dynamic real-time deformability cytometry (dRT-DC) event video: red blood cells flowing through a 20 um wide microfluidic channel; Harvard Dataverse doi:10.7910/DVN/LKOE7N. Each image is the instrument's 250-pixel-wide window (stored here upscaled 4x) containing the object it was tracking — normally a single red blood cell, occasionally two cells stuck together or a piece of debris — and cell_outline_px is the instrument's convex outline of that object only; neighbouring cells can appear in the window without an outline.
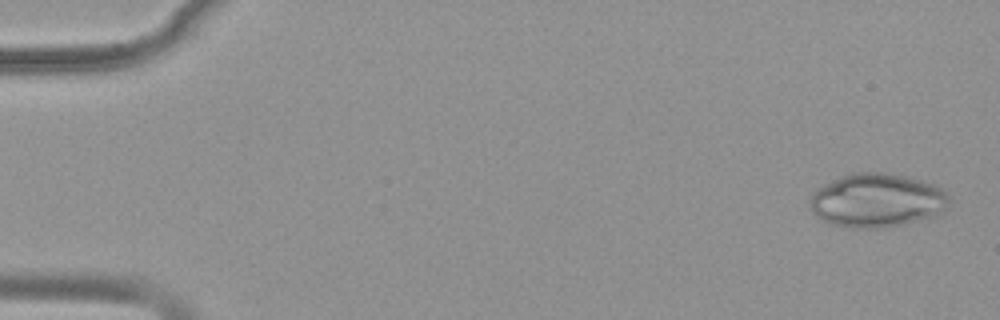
{"species": "common noctule bat (a hibernating species)", "species_latin": "Nyctalus noctula", "temperature_condition": "warm", "stored_images_in_passage": 52, "camera_frame_rate_fps": 3000, "um_per_image_px": 0.085, "animal": {"sex": "female", "body_mass_g": 19.9}, "frame": {"image": 1, "passage_image": 2, "time_ms": 0.333, "image_size_px": [1000, 320], "cell_outline_px": [[952, 200], [948, 208], [940, 216], [904, 224], [884, 228], [852, 228], [828, 224], [816, 216], [808, 208], [808, 204], [812, 192], [816, 188], [824, 184], [852, 172], [884, 172], [904, 176], [936, 184]], "centroid_in_image_um": [74.55, 17.05], "position_along_channel_um": 10.4, "area_um2": 44.56}}
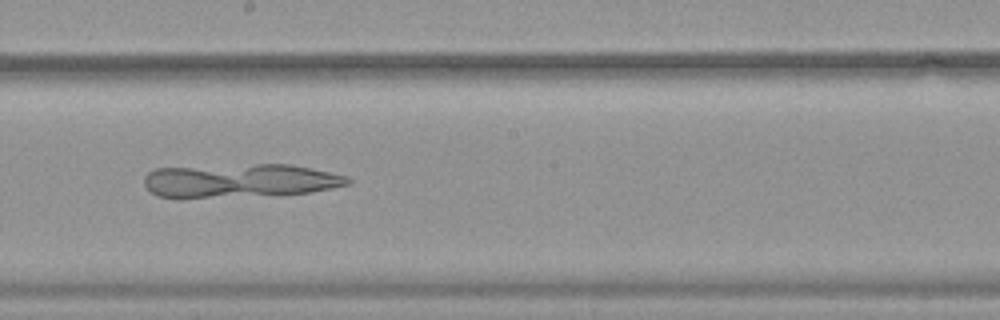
{"frame": {"image": 2, "passage_image": 30, "time_ms": 9.667, "image_size_px": [1000, 320], "cell_outline_px": [[352, 184], [312, 192], [180, 200], [176, 200], [156, 196], [144, 184], [144, 176], [148, 172], [156, 168], [256, 164], [292, 164], [348, 176], [352, 180]], "centroid_in_image_um": [20.34, 15.38], "position_along_channel_um": 227.9, "area_um2": 40.75}}
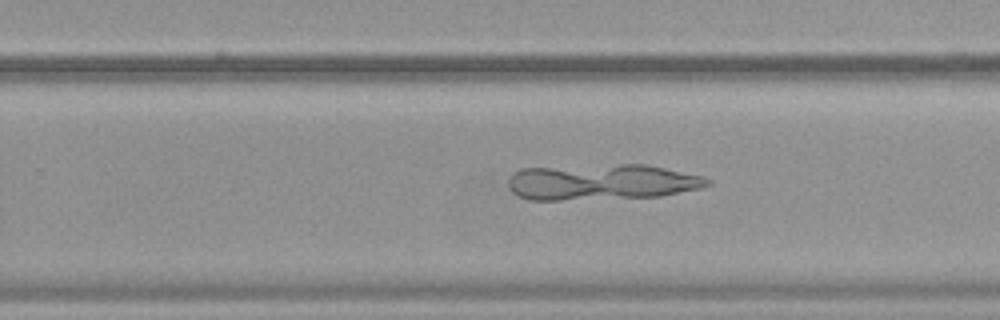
{"frame": {"image": 3, "passage_image": 34, "time_ms": 11.0, "image_size_px": [1000, 320], "cell_outline_px": [[712, 184], [700, 188], [660, 196], [560, 200], [528, 200], [512, 192], [508, 188], [508, 176], [512, 172], [520, 168], [620, 164], [644, 164], [704, 176], [712, 180]], "centroid_in_image_um": [51.1, 15.47], "position_along_channel_um": 278.7, "area_um2": 41.85}}